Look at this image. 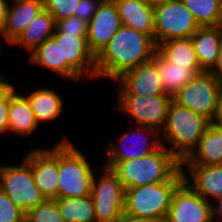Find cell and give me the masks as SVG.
<instances>
[{"mask_svg":"<svg viewBox=\"0 0 222 222\" xmlns=\"http://www.w3.org/2000/svg\"><path fill=\"white\" fill-rule=\"evenodd\" d=\"M156 50L151 36L122 25L95 56L96 78L116 82L126 72L151 61Z\"/></svg>","mask_w":222,"mask_h":222,"instance_id":"1","label":"cell"},{"mask_svg":"<svg viewBox=\"0 0 222 222\" xmlns=\"http://www.w3.org/2000/svg\"><path fill=\"white\" fill-rule=\"evenodd\" d=\"M119 178L125 189L144 186L149 183H164L180 168L181 162L163 143L155 152L132 160L105 162Z\"/></svg>","mask_w":222,"mask_h":222,"instance_id":"2","label":"cell"},{"mask_svg":"<svg viewBox=\"0 0 222 222\" xmlns=\"http://www.w3.org/2000/svg\"><path fill=\"white\" fill-rule=\"evenodd\" d=\"M209 125L205 118L172 101L161 135L170 145L167 149L182 162L199 145Z\"/></svg>","mask_w":222,"mask_h":222,"instance_id":"3","label":"cell"},{"mask_svg":"<svg viewBox=\"0 0 222 222\" xmlns=\"http://www.w3.org/2000/svg\"><path fill=\"white\" fill-rule=\"evenodd\" d=\"M184 181L180 168L164 183H149L125 191L124 214L139 218L166 219L174 191Z\"/></svg>","mask_w":222,"mask_h":222,"instance_id":"4","label":"cell"},{"mask_svg":"<svg viewBox=\"0 0 222 222\" xmlns=\"http://www.w3.org/2000/svg\"><path fill=\"white\" fill-rule=\"evenodd\" d=\"M67 138L59 142L58 198L89 196L94 170L85 154Z\"/></svg>","mask_w":222,"mask_h":222,"instance_id":"5","label":"cell"},{"mask_svg":"<svg viewBox=\"0 0 222 222\" xmlns=\"http://www.w3.org/2000/svg\"><path fill=\"white\" fill-rule=\"evenodd\" d=\"M221 89L222 85L211 73L203 71L186 83L173 96V101L212 124L217 116Z\"/></svg>","mask_w":222,"mask_h":222,"instance_id":"6","label":"cell"},{"mask_svg":"<svg viewBox=\"0 0 222 222\" xmlns=\"http://www.w3.org/2000/svg\"><path fill=\"white\" fill-rule=\"evenodd\" d=\"M154 41L190 38L201 27L182 0H163L154 6Z\"/></svg>","mask_w":222,"mask_h":222,"instance_id":"7","label":"cell"},{"mask_svg":"<svg viewBox=\"0 0 222 222\" xmlns=\"http://www.w3.org/2000/svg\"><path fill=\"white\" fill-rule=\"evenodd\" d=\"M118 88L117 110L128 114L139 126L151 127L159 132L163 130L173 97L167 94L130 95L119 83Z\"/></svg>","mask_w":222,"mask_h":222,"instance_id":"8","label":"cell"},{"mask_svg":"<svg viewBox=\"0 0 222 222\" xmlns=\"http://www.w3.org/2000/svg\"><path fill=\"white\" fill-rule=\"evenodd\" d=\"M0 189L25 213L47 200L34 182L31 167L24 160L15 166L0 164Z\"/></svg>","mask_w":222,"mask_h":222,"instance_id":"9","label":"cell"},{"mask_svg":"<svg viewBox=\"0 0 222 222\" xmlns=\"http://www.w3.org/2000/svg\"><path fill=\"white\" fill-rule=\"evenodd\" d=\"M100 172L101 177L93 176L91 186L96 222H118L124 214L126 189L110 168L101 166Z\"/></svg>","mask_w":222,"mask_h":222,"instance_id":"10","label":"cell"},{"mask_svg":"<svg viewBox=\"0 0 222 222\" xmlns=\"http://www.w3.org/2000/svg\"><path fill=\"white\" fill-rule=\"evenodd\" d=\"M23 160L31 167L36 186L48 200L58 199L59 142L52 148H33Z\"/></svg>","mask_w":222,"mask_h":222,"instance_id":"11","label":"cell"},{"mask_svg":"<svg viewBox=\"0 0 222 222\" xmlns=\"http://www.w3.org/2000/svg\"><path fill=\"white\" fill-rule=\"evenodd\" d=\"M211 203L183 181L173 193L166 220L168 222H213Z\"/></svg>","mask_w":222,"mask_h":222,"instance_id":"12","label":"cell"},{"mask_svg":"<svg viewBox=\"0 0 222 222\" xmlns=\"http://www.w3.org/2000/svg\"><path fill=\"white\" fill-rule=\"evenodd\" d=\"M159 134L161 133L157 129L147 126H138L136 129L128 131V133H123V135L118 138L117 144L108 143V147L105 148L108 158L106 162L134 160L157 151L163 144L160 136H158ZM150 135L153 136V138L155 137V139L149 138ZM128 139L133 141L131 145L127 144ZM149 139H152V142L151 140L149 141ZM126 144L128 146L123 147Z\"/></svg>","mask_w":222,"mask_h":222,"instance_id":"13","label":"cell"},{"mask_svg":"<svg viewBox=\"0 0 222 222\" xmlns=\"http://www.w3.org/2000/svg\"><path fill=\"white\" fill-rule=\"evenodd\" d=\"M122 26L114 0H103L88 22L87 42L96 56Z\"/></svg>","mask_w":222,"mask_h":222,"instance_id":"14","label":"cell"},{"mask_svg":"<svg viewBox=\"0 0 222 222\" xmlns=\"http://www.w3.org/2000/svg\"><path fill=\"white\" fill-rule=\"evenodd\" d=\"M53 37L61 46L62 62H68L82 77L96 78L95 55L88 46L87 37L62 34L57 29Z\"/></svg>","mask_w":222,"mask_h":222,"instance_id":"15","label":"cell"},{"mask_svg":"<svg viewBox=\"0 0 222 222\" xmlns=\"http://www.w3.org/2000/svg\"><path fill=\"white\" fill-rule=\"evenodd\" d=\"M181 169L184 181L205 200L222 197V165H181Z\"/></svg>","mask_w":222,"mask_h":222,"instance_id":"16","label":"cell"},{"mask_svg":"<svg viewBox=\"0 0 222 222\" xmlns=\"http://www.w3.org/2000/svg\"><path fill=\"white\" fill-rule=\"evenodd\" d=\"M115 83H120L130 95L155 96L165 94L157 67L152 61L126 72Z\"/></svg>","mask_w":222,"mask_h":222,"instance_id":"17","label":"cell"},{"mask_svg":"<svg viewBox=\"0 0 222 222\" xmlns=\"http://www.w3.org/2000/svg\"><path fill=\"white\" fill-rule=\"evenodd\" d=\"M28 58L32 65L47 68L59 75L62 80L80 81L82 78L68 62H62L61 46L54 37L44 41Z\"/></svg>","mask_w":222,"mask_h":222,"instance_id":"18","label":"cell"},{"mask_svg":"<svg viewBox=\"0 0 222 222\" xmlns=\"http://www.w3.org/2000/svg\"><path fill=\"white\" fill-rule=\"evenodd\" d=\"M44 6L42 0H27L10 3L7 12V21L0 36L11 44L19 34L36 18Z\"/></svg>","mask_w":222,"mask_h":222,"instance_id":"19","label":"cell"},{"mask_svg":"<svg viewBox=\"0 0 222 222\" xmlns=\"http://www.w3.org/2000/svg\"><path fill=\"white\" fill-rule=\"evenodd\" d=\"M124 26L148 34L154 39V6L140 0H114Z\"/></svg>","mask_w":222,"mask_h":222,"instance_id":"20","label":"cell"},{"mask_svg":"<svg viewBox=\"0 0 222 222\" xmlns=\"http://www.w3.org/2000/svg\"><path fill=\"white\" fill-rule=\"evenodd\" d=\"M181 165H222V129L210 124L199 145Z\"/></svg>","mask_w":222,"mask_h":222,"instance_id":"21","label":"cell"},{"mask_svg":"<svg viewBox=\"0 0 222 222\" xmlns=\"http://www.w3.org/2000/svg\"><path fill=\"white\" fill-rule=\"evenodd\" d=\"M191 38L201 68L210 71L222 44V25L200 27Z\"/></svg>","mask_w":222,"mask_h":222,"instance_id":"22","label":"cell"},{"mask_svg":"<svg viewBox=\"0 0 222 222\" xmlns=\"http://www.w3.org/2000/svg\"><path fill=\"white\" fill-rule=\"evenodd\" d=\"M16 86L10 91V106L8 115V132L18 136H29L40 127L34 117V112L27 98L16 93Z\"/></svg>","mask_w":222,"mask_h":222,"instance_id":"23","label":"cell"},{"mask_svg":"<svg viewBox=\"0 0 222 222\" xmlns=\"http://www.w3.org/2000/svg\"><path fill=\"white\" fill-rule=\"evenodd\" d=\"M55 30V18L44 9L27 27H25L10 46H22L30 55L44 41L53 37Z\"/></svg>","mask_w":222,"mask_h":222,"instance_id":"24","label":"cell"},{"mask_svg":"<svg viewBox=\"0 0 222 222\" xmlns=\"http://www.w3.org/2000/svg\"><path fill=\"white\" fill-rule=\"evenodd\" d=\"M151 61L157 67L165 94L171 97L197 75L193 69L176 66L168 61L158 50Z\"/></svg>","mask_w":222,"mask_h":222,"instance_id":"25","label":"cell"},{"mask_svg":"<svg viewBox=\"0 0 222 222\" xmlns=\"http://www.w3.org/2000/svg\"><path fill=\"white\" fill-rule=\"evenodd\" d=\"M157 50L176 66L193 69L197 74L203 72L192 38L170 39L157 45Z\"/></svg>","mask_w":222,"mask_h":222,"instance_id":"26","label":"cell"},{"mask_svg":"<svg viewBox=\"0 0 222 222\" xmlns=\"http://www.w3.org/2000/svg\"><path fill=\"white\" fill-rule=\"evenodd\" d=\"M32 110L37 124L57 119L63 111V100L58 92L52 89H35L28 95H24Z\"/></svg>","mask_w":222,"mask_h":222,"instance_id":"27","label":"cell"},{"mask_svg":"<svg viewBox=\"0 0 222 222\" xmlns=\"http://www.w3.org/2000/svg\"><path fill=\"white\" fill-rule=\"evenodd\" d=\"M57 203L65 222H96L95 206L91 195L80 198H58Z\"/></svg>","mask_w":222,"mask_h":222,"instance_id":"28","label":"cell"},{"mask_svg":"<svg viewBox=\"0 0 222 222\" xmlns=\"http://www.w3.org/2000/svg\"><path fill=\"white\" fill-rule=\"evenodd\" d=\"M201 27L222 25V0H182Z\"/></svg>","mask_w":222,"mask_h":222,"instance_id":"29","label":"cell"},{"mask_svg":"<svg viewBox=\"0 0 222 222\" xmlns=\"http://www.w3.org/2000/svg\"><path fill=\"white\" fill-rule=\"evenodd\" d=\"M25 222H65L55 200H46L26 213Z\"/></svg>","mask_w":222,"mask_h":222,"instance_id":"30","label":"cell"},{"mask_svg":"<svg viewBox=\"0 0 222 222\" xmlns=\"http://www.w3.org/2000/svg\"><path fill=\"white\" fill-rule=\"evenodd\" d=\"M80 0H42L44 9L49 12L55 21L73 16L78 17Z\"/></svg>","mask_w":222,"mask_h":222,"instance_id":"31","label":"cell"},{"mask_svg":"<svg viewBox=\"0 0 222 222\" xmlns=\"http://www.w3.org/2000/svg\"><path fill=\"white\" fill-rule=\"evenodd\" d=\"M26 213L0 189V222H25Z\"/></svg>","mask_w":222,"mask_h":222,"instance_id":"32","label":"cell"},{"mask_svg":"<svg viewBox=\"0 0 222 222\" xmlns=\"http://www.w3.org/2000/svg\"><path fill=\"white\" fill-rule=\"evenodd\" d=\"M56 29L62 34L87 37L88 23L76 16L56 21Z\"/></svg>","mask_w":222,"mask_h":222,"instance_id":"33","label":"cell"},{"mask_svg":"<svg viewBox=\"0 0 222 222\" xmlns=\"http://www.w3.org/2000/svg\"><path fill=\"white\" fill-rule=\"evenodd\" d=\"M103 0H80L78 7V18L87 23L98 11V8Z\"/></svg>","mask_w":222,"mask_h":222,"instance_id":"34","label":"cell"},{"mask_svg":"<svg viewBox=\"0 0 222 222\" xmlns=\"http://www.w3.org/2000/svg\"><path fill=\"white\" fill-rule=\"evenodd\" d=\"M10 106V92L0 100V134L8 132V115Z\"/></svg>","mask_w":222,"mask_h":222,"instance_id":"35","label":"cell"},{"mask_svg":"<svg viewBox=\"0 0 222 222\" xmlns=\"http://www.w3.org/2000/svg\"><path fill=\"white\" fill-rule=\"evenodd\" d=\"M209 72L222 85V44L219 50L216 64Z\"/></svg>","mask_w":222,"mask_h":222,"instance_id":"36","label":"cell"},{"mask_svg":"<svg viewBox=\"0 0 222 222\" xmlns=\"http://www.w3.org/2000/svg\"><path fill=\"white\" fill-rule=\"evenodd\" d=\"M8 8L9 2L7 0H0V34L4 31L6 25Z\"/></svg>","mask_w":222,"mask_h":222,"instance_id":"37","label":"cell"},{"mask_svg":"<svg viewBox=\"0 0 222 222\" xmlns=\"http://www.w3.org/2000/svg\"><path fill=\"white\" fill-rule=\"evenodd\" d=\"M15 86L6 79L3 73L0 75V100H2Z\"/></svg>","mask_w":222,"mask_h":222,"instance_id":"38","label":"cell"},{"mask_svg":"<svg viewBox=\"0 0 222 222\" xmlns=\"http://www.w3.org/2000/svg\"><path fill=\"white\" fill-rule=\"evenodd\" d=\"M162 220L150 219V218H139L123 214L118 222H161Z\"/></svg>","mask_w":222,"mask_h":222,"instance_id":"39","label":"cell"},{"mask_svg":"<svg viewBox=\"0 0 222 222\" xmlns=\"http://www.w3.org/2000/svg\"><path fill=\"white\" fill-rule=\"evenodd\" d=\"M215 201H218V202H217L216 206L212 205L213 219H218L217 216H219V218L220 217L221 218L219 220H217V221L222 222L221 221L222 220V197L216 199Z\"/></svg>","mask_w":222,"mask_h":222,"instance_id":"40","label":"cell"},{"mask_svg":"<svg viewBox=\"0 0 222 222\" xmlns=\"http://www.w3.org/2000/svg\"><path fill=\"white\" fill-rule=\"evenodd\" d=\"M213 123L222 129V89H221L220 97H219L217 116H216L215 120L213 121Z\"/></svg>","mask_w":222,"mask_h":222,"instance_id":"41","label":"cell"},{"mask_svg":"<svg viewBox=\"0 0 222 222\" xmlns=\"http://www.w3.org/2000/svg\"><path fill=\"white\" fill-rule=\"evenodd\" d=\"M145 4L151 5V6H156L158 5L160 2H162L163 0H140Z\"/></svg>","mask_w":222,"mask_h":222,"instance_id":"42","label":"cell"},{"mask_svg":"<svg viewBox=\"0 0 222 222\" xmlns=\"http://www.w3.org/2000/svg\"><path fill=\"white\" fill-rule=\"evenodd\" d=\"M8 2L16 3V2H22V1H27V0H7Z\"/></svg>","mask_w":222,"mask_h":222,"instance_id":"43","label":"cell"}]
</instances>
